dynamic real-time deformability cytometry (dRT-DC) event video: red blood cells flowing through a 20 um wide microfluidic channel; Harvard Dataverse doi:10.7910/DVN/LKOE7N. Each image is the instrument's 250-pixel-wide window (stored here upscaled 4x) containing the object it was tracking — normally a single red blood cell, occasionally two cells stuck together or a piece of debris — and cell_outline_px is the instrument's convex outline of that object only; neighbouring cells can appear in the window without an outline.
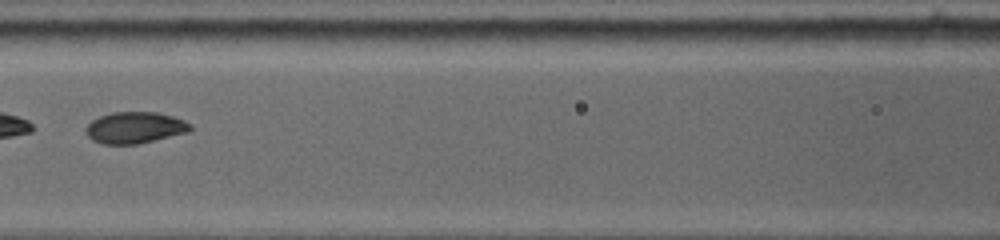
{"species": "common noctule bat (a hibernating species)", "species_latin": "Nyctalus noctula", "temperature_condition": "warm", "stored_images_in_passage": 17, "camera_frame_rate_fps": 5000, "um_per_image_px": 0.085, "animal": {"sex": "female", "body_mass_g": 19.0, "forearm_length_mm": 53.3}, "frame": {"image": 1, "passage_image": 3, "time_ms": 2.0, "image_size_px": [1000, 240], "cell_outline_px": [[192, 128], [188, 132], [140, 144], [104, 144], [92, 140], [84, 132], [84, 128], [92, 120], [100, 116], [112, 112], [156, 112], [172, 116], [184, 120], [192, 124]], "centroid_in_image_um": [11.46, 10.85], "position_along_channel_um": 155.1, "area_um2": 19.31}}